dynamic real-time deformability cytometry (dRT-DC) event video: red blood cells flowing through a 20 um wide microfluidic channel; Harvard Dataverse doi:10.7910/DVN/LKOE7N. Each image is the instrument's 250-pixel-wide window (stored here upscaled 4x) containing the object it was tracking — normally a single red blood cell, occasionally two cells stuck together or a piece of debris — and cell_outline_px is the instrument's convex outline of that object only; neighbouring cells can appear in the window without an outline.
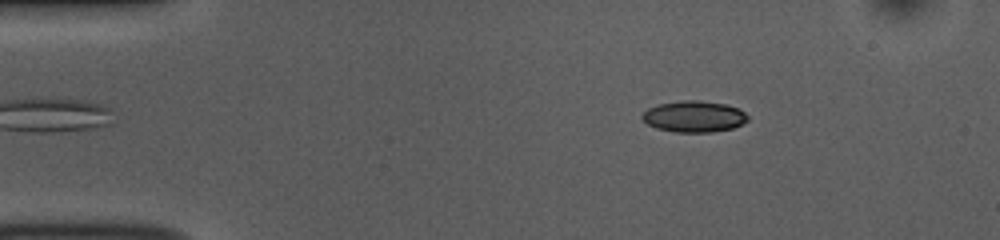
{"species": "common noctule bat (a hibernating species)", "species_latin": "Nyctalus noctula", "temperature_condition": "room temperature", "stored_images_in_passage": 45, "camera_frame_rate_fps": 3000, "um_per_image_px": 0.085, "animal": {"sex": "female", "body_mass_g": 10.0, "forearm_length_mm": 53.1}, "frame": {"image": 1, "passage_image": 8, "time_ms": 2.333, "image_size_px": [1000, 240], "cell_outline_px": [[748, 120], [732, 128], [712, 132], [676, 132], [656, 128], [648, 124], [640, 116], [648, 108], [660, 104], [684, 100], [700, 100], [728, 104], [740, 108], [748, 116]], "centroid_in_image_um": [59.01, 9.89], "position_along_channel_um": 26.0, "area_um2": 19.25}}
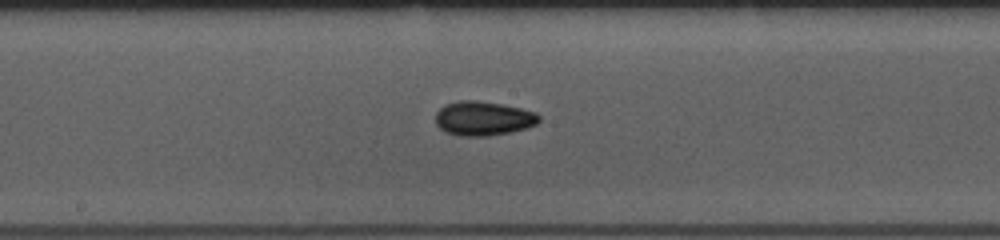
{"frame": {"image": 2, "passage_image": 27, "time_ms": 8.667, "image_size_px": [1000, 240], "cell_outline_px": [[540, 120], [536, 124], [512, 132], [488, 136], [456, 136], [444, 132], [436, 124], [436, 112], [444, 104], [460, 100], [476, 100], [500, 104], [520, 108], [536, 112], [540, 116]], "centroid_in_image_um": [41.05, 10.07], "position_along_channel_um": 207.2, "area_um2": 20.81}}
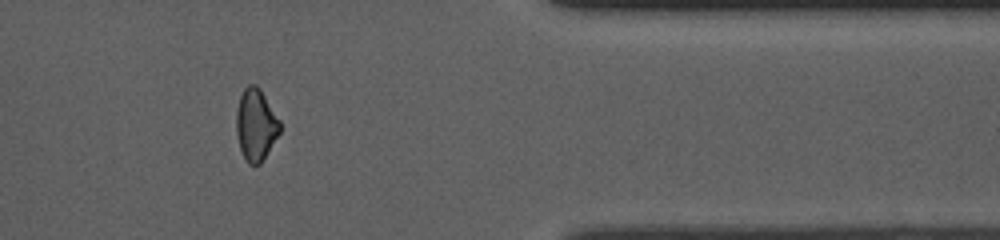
{"frame": {"image": 3, "passage_image": 43, "time_ms": 14.0, "image_size_px": [1000, 240], "cell_outline_px": [[280, 132], [260, 164], [248, 164], [240, 148], [236, 132], [236, 112], [240, 96], [244, 88], [248, 84], [256, 84], [260, 88], [280, 120]], "centroid_in_image_um": [21.74, 10.57], "position_along_channel_um": 389.7, "area_um2": 18.15}, "authors_computed_cell_mechanics": {"area_um2": 19.074, "velocity_mm_per_s": 3.8133, "shape_relaxation_time_tau1_ms": 8.9792, "shape_relaxation_time_tau2_ms": 4.4034, "deformation_change_tau1": 0.1806, "deformation_change_tau2": 0.0953}}